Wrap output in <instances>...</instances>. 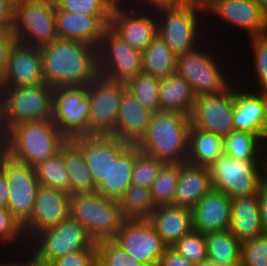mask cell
I'll use <instances>...</instances> for the list:
<instances>
[{"label": "cell", "instance_id": "cell-1", "mask_svg": "<svg viewBox=\"0 0 267 266\" xmlns=\"http://www.w3.org/2000/svg\"><path fill=\"white\" fill-rule=\"evenodd\" d=\"M43 78L52 88L82 87L98 76L97 47L56 39L40 48Z\"/></svg>", "mask_w": 267, "mask_h": 266}, {"label": "cell", "instance_id": "cell-2", "mask_svg": "<svg viewBox=\"0 0 267 266\" xmlns=\"http://www.w3.org/2000/svg\"><path fill=\"white\" fill-rule=\"evenodd\" d=\"M190 127V116L155 112L136 147L165 164H182L187 162Z\"/></svg>", "mask_w": 267, "mask_h": 266}, {"label": "cell", "instance_id": "cell-3", "mask_svg": "<svg viewBox=\"0 0 267 266\" xmlns=\"http://www.w3.org/2000/svg\"><path fill=\"white\" fill-rule=\"evenodd\" d=\"M53 90L46 83L24 87H0L2 136L22 122L52 119Z\"/></svg>", "mask_w": 267, "mask_h": 266}, {"label": "cell", "instance_id": "cell-4", "mask_svg": "<svg viewBox=\"0 0 267 266\" xmlns=\"http://www.w3.org/2000/svg\"><path fill=\"white\" fill-rule=\"evenodd\" d=\"M1 149L19 162L37 166L58 154L54 122L52 119L37 120L12 126L2 136Z\"/></svg>", "mask_w": 267, "mask_h": 266}, {"label": "cell", "instance_id": "cell-5", "mask_svg": "<svg viewBox=\"0 0 267 266\" xmlns=\"http://www.w3.org/2000/svg\"><path fill=\"white\" fill-rule=\"evenodd\" d=\"M208 170L213 189L231 199L249 197L257 195L267 179V159L239 160L223 154Z\"/></svg>", "mask_w": 267, "mask_h": 266}, {"label": "cell", "instance_id": "cell-6", "mask_svg": "<svg viewBox=\"0 0 267 266\" xmlns=\"http://www.w3.org/2000/svg\"><path fill=\"white\" fill-rule=\"evenodd\" d=\"M153 9L157 34L177 57L194 50L204 42L199 38V13H205L206 10L191 4L157 5Z\"/></svg>", "mask_w": 267, "mask_h": 266}, {"label": "cell", "instance_id": "cell-7", "mask_svg": "<svg viewBox=\"0 0 267 266\" xmlns=\"http://www.w3.org/2000/svg\"><path fill=\"white\" fill-rule=\"evenodd\" d=\"M69 217L79 222L95 243L113 239L125 220L119 202L97 192L70 195Z\"/></svg>", "mask_w": 267, "mask_h": 266}, {"label": "cell", "instance_id": "cell-8", "mask_svg": "<svg viewBox=\"0 0 267 266\" xmlns=\"http://www.w3.org/2000/svg\"><path fill=\"white\" fill-rule=\"evenodd\" d=\"M28 243L31 250L28 255L44 266L67 254L89 250L96 244L81 224L70 217L40 231Z\"/></svg>", "mask_w": 267, "mask_h": 266}, {"label": "cell", "instance_id": "cell-9", "mask_svg": "<svg viewBox=\"0 0 267 266\" xmlns=\"http://www.w3.org/2000/svg\"><path fill=\"white\" fill-rule=\"evenodd\" d=\"M12 32L16 42L41 48L58 39L53 0H15Z\"/></svg>", "mask_w": 267, "mask_h": 266}, {"label": "cell", "instance_id": "cell-10", "mask_svg": "<svg viewBox=\"0 0 267 266\" xmlns=\"http://www.w3.org/2000/svg\"><path fill=\"white\" fill-rule=\"evenodd\" d=\"M203 44L177 57L176 73L185 78L196 95L217 94L228 89L234 81L229 79L216 58L205 51ZM228 76V77H227ZM231 81V82H229Z\"/></svg>", "mask_w": 267, "mask_h": 266}, {"label": "cell", "instance_id": "cell-11", "mask_svg": "<svg viewBox=\"0 0 267 266\" xmlns=\"http://www.w3.org/2000/svg\"><path fill=\"white\" fill-rule=\"evenodd\" d=\"M98 75L104 79L126 83L143 73L141 51L132 48L108 27L97 48Z\"/></svg>", "mask_w": 267, "mask_h": 266}, {"label": "cell", "instance_id": "cell-12", "mask_svg": "<svg viewBox=\"0 0 267 266\" xmlns=\"http://www.w3.org/2000/svg\"><path fill=\"white\" fill-rule=\"evenodd\" d=\"M0 170L10 186L7 208L23 225L32 214L36 192L40 186L35 167L13 159L0 148Z\"/></svg>", "mask_w": 267, "mask_h": 266}, {"label": "cell", "instance_id": "cell-13", "mask_svg": "<svg viewBox=\"0 0 267 266\" xmlns=\"http://www.w3.org/2000/svg\"><path fill=\"white\" fill-rule=\"evenodd\" d=\"M124 2L126 4L123 5ZM127 3L125 0H118L115 3L109 27L132 48L142 52L157 35L156 15L152 6L146 8L141 3L134 6L132 2L129 6ZM138 5L143 8L140 9Z\"/></svg>", "mask_w": 267, "mask_h": 266}, {"label": "cell", "instance_id": "cell-14", "mask_svg": "<svg viewBox=\"0 0 267 266\" xmlns=\"http://www.w3.org/2000/svg\"><path fill=\"white\" fill-rule=\"evenodd\" d=\"M125 90V83L110 81L99 75L89 83L88 126L98 135H111L114 132L122 94Z\"/></svg>", "mask_w": 267, "mask_h": 266}, {"label": "cell", "instance_id": "cell-15", "mask_svg": "<svg viewBox=\"0 0 267 266\" xmlns=\"http://www.w3.org/2000/svg\"><path fill=\"white\" fill-rule=\"evenodd\" d=\"M235 84V85H233ZM236 83L217 94L198 96L190 116L191 125L202 131L226 136L234 131V91Z\"/></svg>", "mask_w": 267, "mask_h": 266}, {"label": "cell", "instance_id": "cell-16", "mask_svg": "<svg viewBox=\"0 0 267 266\" xmlns=\"http://www.w3.org/2000/svg\"><path fill=\"white\" fill-rule=\"evenodd\" d=\"M112 240L142 264L159 263L168 247L148 219L124 220Z\"/></svg>", "mask_w": 267, "mask_h": 266}, {"label": "cell", "instance_id": "cell-17", "mask_svg": "<svg viewBox=\"0 0 267 266\" xmlns=\"http://www.w3.org/2000/svg\"><path fill=\"white\" fill-rule=\"evenodd\" d=\"M70 194L62 190L39 186L30 218L22 225L29 242L40 231L56 226L69 218Z\"/></svg>", "mask_w": 267, "mask_h": 266}, {"label": "cell", "instance_id": "cell-18", "mask_svg": "<svg viewBox=\"0 0 267 266\" xmlns=\"http://www.w3.org/2000/svg\"><path fill=\"white\" fill-rule=\"evenodd\" d=\"M45 83L40 48L15 42L0 87H24Z\"/></svg>", "mask_w": 267, "mask_h": 266}, {"label": "cell", "instance_id": "cell-19", "mask_svg": "<svg viewBox=\"0 0 267 266\" xmlns=\"http://www.w3.org/2000/svg\"><path fill=\"white\" fill-rule=\"evenodd\" d=\"M111 15H82L56 11V33L59 39L74 40L99 47Z\"/></svg>", "mask_w": 267, "mask_h": 266}, {"label": "cell", "instance_id": "cell-20", "mask_svg": "<svg viewBox=\"0 0 267 266\" xmlns=\"http://www.w3.org/2000/svg\"><path fill=\"white\" fill-rule=\"evenodd\" d=\"M206 12L244 29L249 37L267 34V17L255 0H216Z\"/></svg>", "mask_w": 267, "mask_h": 266}, {"label": "cell", "instance_id": "cell-21", "mask_svg": "<svg viewBox=\"0 0 267 266\" xmlns=\"http://www.w3.org/2000/svg\"><path fill=\"white\" fill-rule=\"evenodd\" d=\"M88 86L59 87L53 90L52 121L57 125H88L90 101Z\"/></svg>", "mask_w": 267, "mask_h": 266}, {"label": "cell", "instance_id": "cell-22", "mask_svg": "<svg viewBox=\"0 0 267 266\" xmlns=\"http://www.w3.org/2000/svg\"><path fill=\"white\" fill-rule=\"evenodd\" d=\"M193 230L202 234L229 230L231 198L212 189L192 209Z\"/></svg>", "mask_w": 267, "mask_h": 266}, {"label": "cell", "instance_id": "cell-23", "mask_svg": "<svg viewBox=\"0 0 267 266\" xmlns=\"http://www.w3.org/2000/svg\"><path fill=\"white\" fill-rule=\"evenodd\" d=\"M152 114L128 90H125L119 106L116 127L111 136L136 146L145 135Z\"/></svg>", "mask_w": 267, "mask_h": 266}, {"label": "cell", "instance_id": "cell-24", "mask_svg": "<svg viewBox=\"0 0 267 266\" xmlns=\"http://www.w3.org/2000/svg\"><path fill=\"white\" fill-rule=\"evenodd\" d=\"M213 189L208 167L178 164V180L172 205L192 209Z\"/></svg>", "mask_w": 267, "mask_h": 266}, {"label": "cell", "instance_id": "cell-25", "mask_svg": "<svg viewBox=\"0 0 267 266\" xmlns=\"http://www.w3.org/2000/svg\"><path fill=\"white\" fill-rule=\"evenodd\" d=\"M266 105L267 93L252 92V89L247 91L237 84L234 91V130L250 132L259 137Z\"/></svg>", "mask_w": 267, "mask_h": 266}, {"label": "cell", "instance_id": "cell-26", "mask_svg": "<svg viewBox=\"0 0 267 266\" xmlns=\"http://www.w3.org/2000/svg\"><path fill=\"white\" fill-rule=\"evenodd\" d=\"M128 146L111 135H98L81 150L96 187L108 176L111 162Z\"/></svg>", "mask_w": 267, "mask_h": 266}, {"label": "cell", "instance_id": "cell-27", "mask_svg": "<svg viewBox=\"0 0 267 266\" xmlns=\"http://www.w3.org/2000/svg\"><path fill=\"white\" fill-rule=\"evenodd\" d=\"M148 220L168 247L193 229L191 210L172 204L157 207Z\"/></svg>", "mask_w": 267, "mask_h": 266}, {"label": "cell", "instance_id": "cell-28", "mask_svg": "<svg viewBox=\"0 0 267 266\" xmlns=\"http://www.w3.org/2000/svg\"><path fill=\"white\" fill-rule=\"evenodd\" d=\"M229 231L240 243L263 234L257 195L231 199Z\"/></svg>", "mask_w": 267, "mask_h": 266}, {"label": "cell", "instance_id": "cell-29", "mask_svg": "<svg viewBox=\"0 0 267 266\" xmlns=\"http://www.w3.org/2000/svg\"><path fill=\"white\" fill-rule=\"evenodd\" d=\"M158 96L160 111L192 115L196 95L189 82L176 72L160 79Z\"/></svg>", "mask_w": 267, "mask_h": 266}, {"label": "cell", "instance_id": "cell-30", "mask_svg": "<svg viewBox=\"0 0 267 266\" xmlns=\"http://www.w3.org/2000/svg\"><path fill=\"white\" fill-rule=\"evenodd\" d=\"M136 146L129 145L110 164L108 176L97 186L96 192L102 196L119 201L132 185V173Z\"/></svg>", "mask_w": 267, "mask_h": 266}, {"label": "cell", "instance_id": "cell-31", "mask_svg": "<svg viewBox=\"0 0 267 266\" xmlns=\"http://www.w3.org/2000/svg\"><path fill=\"white\" fill-rule=\"evenodd\" d=\"M223 146V136L202 131L191 125L187 162L208 167L223 155Z\"/></svg>", "mask_w": 267, "mask_h": 266}, {"label": "cell", "instance_id": "cell-32", "mask_svg": "<svg viewBox=\"0 0 267 266\" xmlns=\"http://www.w3.org/2000/svg\"><path fill=\"white\" fill-rule=\"evenodd\" d=\"M141 55L143 73L161 79L176 72L177 56L158 34Z\"/></svg>", "mask_w": 267, "mask_h": 266}, {"label": "cell", "instance_id": "cell-33", "mask_svg": "<svg viewBox=\"0 0 267 266\" xmlns=\"http://www.w3.org/2000/svg\"><path fill=\"white\" fill-rule=\"evenodd\" d=\"M208 259L220 266H240L241 243L229 230L207 233Z\"/></svg>", "mask_w": 267, "mask_h": 266}, {"label": "cell", "instance_id": "cell-34", "mask_svg": "<svg viewBox=\"0 0 267 266\" xmlns=\"http://www.w3.org/2000/svg\"><path fill=\"white\" fill-rule=\"evenodd\" d=\"M118 202L125 220L148 219L157 208L151 189L138 185H131Z\"/></svg>", "mask_w": 267, "mask_h": 266}, {"label": "cell", "instance_id": "cell-35", "mask_svg": "<svg viewBox=\"0 0 267 266\" xmlns=\"http://www.w3.org/2000/svg\"><path fill=\"white\" fill-rule=\"evenodd\" d=\"M223 154L239 160L267 159L259 137L244 131H232L223 137ZM262 155H261V154Z\"/></svg>", "mask_w": 267, "mask_h": 266}, {"label": "cell", "instance_id": "cell-36", "mask_svg": "<svg viewBox=\"0 0 267 266\" xmlns=\"http://www.w3.org/2000/svg\"><path fill=\"white\" fill-rule=\"evenodd\" d=\"M69 175V194L96 192V185L82 151L61 153Z\"/></svg>", "mask_w": 267, "mask_h": 266}, {"label": "cell", "instance_id": "cell-37", "mask_svg": "<svg viewBox=\"0 0 267 266\" xmlns=\"http://www.w3.org/2000/svg\"><path fill=\"white\" fill-rule=\"evenodd\" d=\"M54 134L58 153L81 151L98 136L88 125L75 127L55 123Z\"/></svg>", "mask_w": 267, "mask_h": 266}, {"label": "cell", "instance_id": "cell-38", "mask_svg": "<svg viewBox=\"0 0 267 266\" xmlns=\"http://www.w3.org/2000/svg\"><path fill=\"white\" fill-rule=\"evenodd\" d=\"M128 90L137 101L152 113L160 112L159 105V85L160 79L146 73H140L131 78L126 83Z\"/></svg>", "mask_w": 267, "mask_h": 266}, {"label": "cell", "instance_id": "cell-39", "mask_svg": "<svg viewBox=\"0 0 267 266\" xmlns=\"http://www.w3.org/2000/svg\"><path fill=\"white\" fill-rule=\"evenodd\" d=\"M35 170L41 186L69 192V175L61 153L39 163L35 166Z\"/></svg>", "mask_w": 267, "mask_h": 266}, {"label": "cell", "instance_id": "cell-40", "mask_svg": "<svg viewBox=\"0 0 267 266\" xmlns=\"http://www.w3.org/2000/svg\"><path fill=\"white\" fill-rule=\"evenodd\" d=\"M177 180L178 164H165L150 188L157 207L173 203Z\"/></svg>", "mask_w": 267, "mask_h": 266}, {"label": "cell", "instance_id": "cell-41", "mask_svg": "<svg viewBox=\"0 0 267 266\" xmlns=\"http://www.w3.org/2000/svg\"><path fill=\"white\" fill-rule=\"evenodd\" d=\"M164 162L142 153L136 147V158L134 159L132 185L151 188L152 183L158 177V174Z\"/></svg>", "mask_w": 267, "mask_h": 266}, {"label": "cell", "instance_id": "cell-42", "mask_svg": "<svg viewBox=\"0 0 267 266\" xmlns=\"http://www.w3.org/2000/svg\"><path fill=\"white\" fill-rule=\"evenodd\" d=\"M56 11L84 15H111L118 0H53Z\"/></svg>", "mask_w": 267, "mask_h": 266}, {"label": "cell", "instance_id": "cell-43", "mask_svg": "<svg viewBox=\"0 0 267 266\" xmlns=\"http://www.w3.org/2000/svg\"><path fill=\"white\" fill-rule=\"evenodd\" d=\"M172 248L194 264L208 259L206 236L193 229L176 242Z\"/></svg>", "mask_w": 267, "mask_h": 266}, {"label": "cell", "instance_id": "cell-44", "mask_svg": "<svg viewBox=\"0 0 267 266\" xmlns=\"http://www.w3.org/2000/svg\"><path fill=\"white\" fill-rule=\"evenodd\" d=\"M251 39V40H250ZM258 92L267 93V34L250 37Z\"/></svg>", "mask_w": 267, "mask_h": 266}, {"label": "cell", "instance_id": "cell-45", "mask_svg": "<svg viewBox=\"0 0 267 266\" xmlns=\"http://www.w3.org/2000/svg\"><path fill=\"white\" fill-rule=\"evenodd\" d=\"M240 266H267V235L241 243Z\"/></svg>", "mask_w": 267, "mask_h": 266}, {"label": "cell", "instance_id": "cell-46", "mask_svg": "<svg viewBox=\"0 0 267 266\" xmlns=\"http://www.w3.org/2000/svg\"><path fill=\"white\" fill-rule=\"evenodd\" d=\"M24 238L25 234L22 224L13 216L8 208L0 207V242L2 241L1 243L6 246L7 244H12L13 247V243L16 244L18 241V246L23 248L24 245L25 249L29 243Z\"/></svg>", "mask_w": 267, "mask_h": 266}, {"label": "cell", "instance_id": "cell-47", "mask_svg": "<svg viewBox=\"0 0 267 266\" xmlns=\"http://www.w3.org/2000/svg\"><path fill=\"white\" fill-rule=\"evenodd\" d=\"M97 266H126L132 257L112 239L96 243Z\"/></svg>", "mask_w": 267, "mask_h": 266}, {"label": "cell", "instance_id": "cell-48", "mask_svg": "<svg viewBox=\"0 0 267 266\" xmlns=\"http://www.w3.org/2000/svg\"><path fill=\"white\" fill-rule=\"evenodd\" d=\"M49 266H97L96 244L89 250L78 251L60 257Z\"/></svg>", "mask_w": 267, "mask_h": 266}, {"label": "cell", "instance_id": "cell-49", "mask_svg": "<svg viewBox=\"0 0 267 266\" xmlns=\"http://www.w3.org/2000/svg\"><path fill=\"white\" fill-rule=\"evenodd\" d=\"M15 42L16 38L12 30L0 32V79L4 75L8 64L10 50Z\"/></svg>", "mask_w": 267, "mask_h": 266}, {"label": "cell", "instance_id": "cell-50", "mask_svg": "<svg viewBox=\"0 0 267 266\" xmlns=\"http://www.w3.org/2000/svg\"><path fill=\"white\" fill-rule=\"evenodd\" d=\"M15 0H0V32L12 30Z\"/></svg>", "mask_w": 267, "mask_h": 266}, {"label": "cell", "instance_id": "cell-51", "mask_svg": "<svg viewBox=\"0 0 267 266\" xmlns=\"http://www.w3.org/2000/svg\"><path fill=\"white\" fill-rule=\"evenodd\" d=\"M158 264L159 266H196V264L181 256L172 247H167Z\"/></svg>", "mask_w": 267, "mask_h": 266}, {"label": "cell", "instance_id": "cell-52", "mask_svg": "<svg viewBox=\"0 0 267 266\" xmlns=\"http://www.w3.org/2000/svg\"><path fill=\"white\" fill-rule=\"evenodd\" d=\"M263 234L267 235V179L262 183L257 194Z\"/></svg>", "mask_w": 267, "mask_h": 266}, {"label": "cell", "instance_id": "cell-53", "mask_svg": "<svg viewBox=\"0 0 267 266\" xmlns=\"http://www.w3.org/2000/svg\"><path fill=\"white\" fill-rule=\"evenodd\" d=\"M9 183L5 174L0 170V207L7 208L9 203Z\"/></svg>", "mask_w": 267, "mask_h": 266}, {"label": "cell", "instance_id": "cell-54", "mask_svg": "<svg viewBox=\"0 0 267 266\" xmlns=\"http://www.w3.org/2000/svg\"><path fill=\"white\" fill-rule=\"evenodd\" d=\"M137 3H143L148 6H157V5H174V4H189V0H135ZM143 1V2H142Z\"/></svg>", "mask_w": 267, "mask_h": 266}, {"label": "cell", "instance_id": "cell-55", "mask_svg": "<svg viewBox=\"0 0 267 266\" xmlns=\"http://www.w3.org/2000/svg\"><path fill=\"white\" fill-rule=\"evenodd\" d=\"M259 140H260L261 145H264L266 143L265 146H262V148L265 149V147L267 146V105H266L265 112H264V118L261 123V128L259 132ZM265 150L267 151V147ZM266 151H265V154L267 156Z\"/></svg>", "mask_w": 267, "mask_h": 266}, {"label": "cell", "instance_id": "cell-56", "mask_svg": "<svg viewBox=\"0 0 267 266\" xmlns=\"http://www.w3.org/2000/svg\"><path fill=\"white\" fill-rule=\"evenodd\" d=\"M29 262H27V259L25 260V262H20V261H13L14 263H0V266H44L38 262H36L30 255H29Z\"/></svg>", "mask_w": 267, "mask_h": 266}, {"label": "cell", "instance_id": "cell-57", "mask_svg": "<svg viewBox=\"0 0 267 266\" xmlns=\"http://www.w3.org/2000/svg\"><path fill=\"white\" fill-rule=\"evenodd\" d=\"M216 0H189V4L206 10Z\"/></svg>", "mask_w": 267, "mask_h": 266}, {"label": "cell", "instance_id": "cell-58", "mask_svg": "<svg viewBox=\"0 0 267 266\" xmlns=\"http://www.w3.org/2000/svg\"><path fill=\"white\" fill-rule=\"evenodd\" d=\"M126 266H159V264L158 263L142 264L141 262L132 258L129 262L126 263Z\"/></svg>", "mask_w": 267, "mask_h": 266}, {"label": "cell", "instance_id": "cell-59", "mask_svg": "<svg viewBox=\"0 0 267 266\" xmlns=\"http://www.w3.org/2000/svg\"><path fill=\"white\" fill-rule=\"evenodd\" d=\"M255 1L259 4L264 15L267 17V0H255Z\"/></svg>", "mask_w": 267, "mask_h": 266}, {"label": "cell", "instance_id": "cell-60", "mask_svg": "<svg viewBox=\"0 0 267 266\" xmlns=\"http://www.w3.org/2000/svg\"><path fill=\"white\" fill-rule=\"evenodd\" d=\"M196 266H220V265H218L217 263L207 259V260H204L203 262H201L199 264H196Z\"/></svg>", "mask_w": 267, "mask_h": 266}, {"label": "cell", "instance_id": "cell-61", "mask_svg": "<svg viewBox=\"0 0 267 266\" xmlns=\"http://www.w3.org/2000/svg\"><path fill=\"white\" fill-rule=\"evenodd\" d=\"M1 146H2V134L0 132V148H1Z\"/></svg>", "mask_w": 267, "mask_h": 266}]
</instances>
